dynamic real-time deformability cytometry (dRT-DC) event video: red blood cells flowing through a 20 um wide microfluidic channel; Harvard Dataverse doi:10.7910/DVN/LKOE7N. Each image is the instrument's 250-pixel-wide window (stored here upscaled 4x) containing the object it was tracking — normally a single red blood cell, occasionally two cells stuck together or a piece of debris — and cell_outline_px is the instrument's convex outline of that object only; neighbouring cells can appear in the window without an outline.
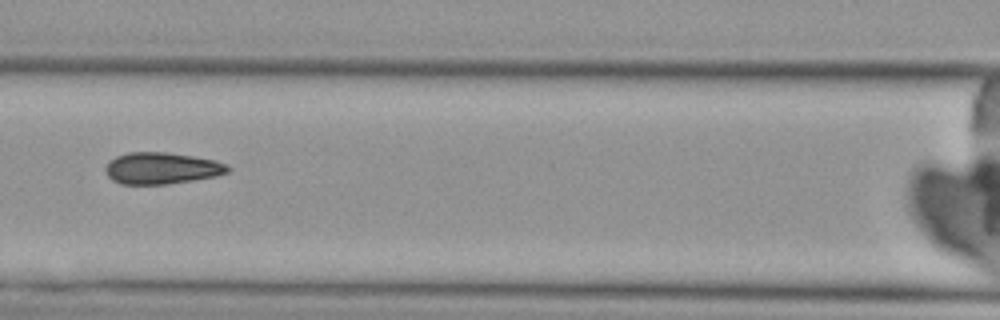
{"species": "Egyptian fruit bat (a non-hibernating species)", "species_latin": "Rousettus aegyptiacus", "temperature_condition": "cold", "stored_images_in_passage": 4, "camera_frame_rate_fps": 3000, "um_per_image_px": 0.085, "animal": {"sex": "female"}, "frame": {"image": 1, "passage_image": 4, "time_ms": 3.667, "image_size_px": [1000, 320], "cell_outline_px": [[232, 168], [228, 172], [216, 176], [168, 184], [120, 184], [112, 180], [108, 176], [104, 168], [108, 160], [116, 156], [128, 152], [164, 152], [192, 156], [216, 160], [228, 164]], "centroid_in_image_um": [13.73, 14.29], "position_along_channel_um": 152.9, "area_um2": 22.72}}